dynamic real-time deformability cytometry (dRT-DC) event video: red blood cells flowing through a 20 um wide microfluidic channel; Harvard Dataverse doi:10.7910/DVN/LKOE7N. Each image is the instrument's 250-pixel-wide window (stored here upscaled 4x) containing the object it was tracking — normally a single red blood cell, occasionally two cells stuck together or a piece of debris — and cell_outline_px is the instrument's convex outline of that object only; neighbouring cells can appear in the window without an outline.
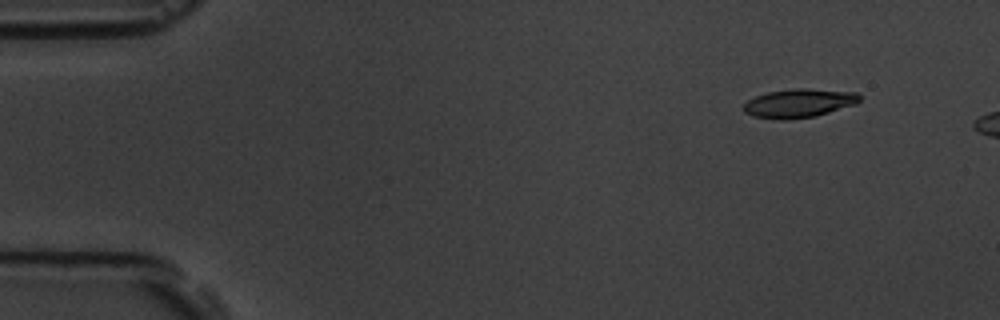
{"species": "common noctule bat (a hibernating species)", "species_latin": "Nyctalus noctula", "temperature_condition": "room temperature", "stored_images_in_passage": 4, "camera_frame_rate_fps": 3000, "um_per_image_px": 0.085, "animal": {"sex": "male", "body_mass_g": 19.5, "forearm_length_mm": 54.6}, "frame": {"image": 1, "passage_image": 2, "time_ms": 1.0, "image_size_px": [1000, 320], "cell_outline_px": [[860, 100], [856, 104], [816, 116], [784, 120], [780, 120], [752, 116], [744, 112], [744, 104], [748, 100], [756, 96], [768, 92], [792, 88], [808, 88], [856, 92], [860, 96]], "centroid_in_image_um": [67.91, 8.77], "position_along_channel_um": 17.1, "area_um2": 19.48}}